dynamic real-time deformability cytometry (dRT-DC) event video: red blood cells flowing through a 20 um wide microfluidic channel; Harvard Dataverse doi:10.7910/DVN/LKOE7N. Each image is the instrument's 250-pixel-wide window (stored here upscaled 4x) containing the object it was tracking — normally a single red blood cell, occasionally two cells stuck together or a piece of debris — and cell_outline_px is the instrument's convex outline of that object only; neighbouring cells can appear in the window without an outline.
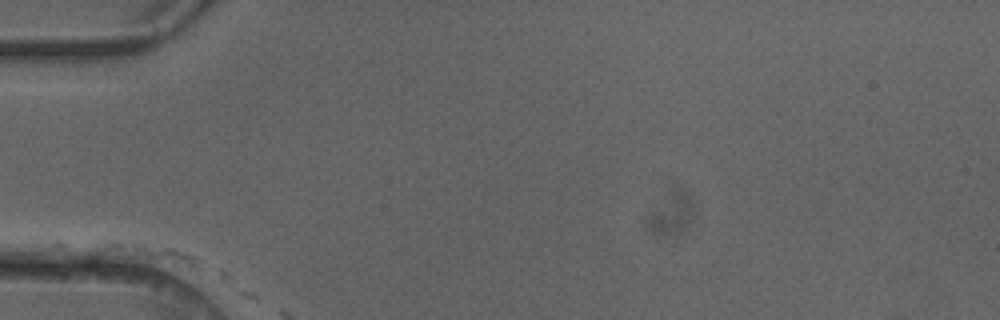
{"species": "common noctule bat (a hibernating species)", "species_latin": "Nyctalus noctula", "temperature_condition": "cold", "stored_images_in_passage": 4, "camera_frame_rate_fps": 3000, "um_per_image_px": 0.085, "animal": {"sex": "female"}, "frame": {"image": 1, "passage_image": 1, "time_ms": 0.0, "image_size_px": [1000, 320], "cell_outline_px": [[256, 296], [240, 296], [156, 256], [156, 252], [164, 248], [172, 248], [196, 256], [224, 268], [252, 292]], "centroid_in_image_um": [17.4, 22.99], "position_along_channel_um": 67.6, "area_um2": 11.1}}